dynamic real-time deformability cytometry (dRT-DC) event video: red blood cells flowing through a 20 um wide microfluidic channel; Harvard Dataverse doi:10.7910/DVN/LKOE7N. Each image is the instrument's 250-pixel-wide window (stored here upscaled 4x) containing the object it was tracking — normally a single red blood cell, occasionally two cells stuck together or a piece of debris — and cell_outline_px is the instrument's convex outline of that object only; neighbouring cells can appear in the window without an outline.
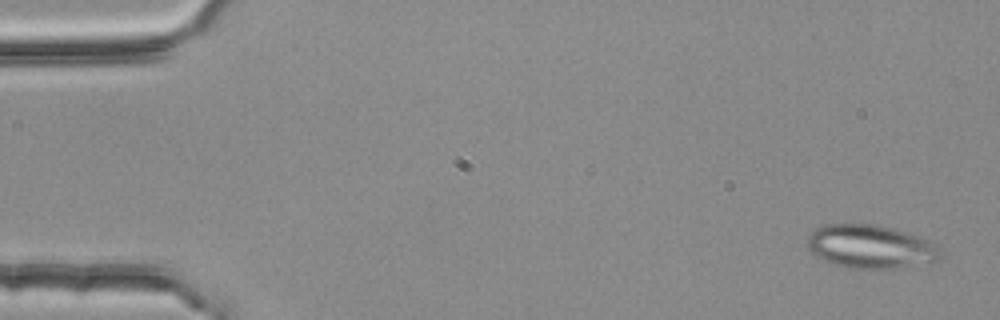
{"species": "common noctule bat (a hibernating species)", "species_latin": "Nyctalus noctula", "temperature_condition": "room temperature", "stored_images_in_passage": 3, "camera_frame_rate_fps": 3000, "um_per_image_px": 0.085, "animal": {"sex": "female", "body_mass_g": 25.1}, "frame": {"image": 1, "passage_image": 1, "time_ms": 0.0, "image_size_px": [1000, 320], "cell_outline_px": [[944, 256], [940, 260], [896, 268], [848, 268], [832, 264], [816, 256], [808, 248], [808, 236], [816, 228], [824, 224], [876, 224], [892, 228], [928, 240], [944, 252]], "centroid_in_image_um": [74.0, 20.97], "position_along_channel_um": 11.0, "area_um2": 33.64}}